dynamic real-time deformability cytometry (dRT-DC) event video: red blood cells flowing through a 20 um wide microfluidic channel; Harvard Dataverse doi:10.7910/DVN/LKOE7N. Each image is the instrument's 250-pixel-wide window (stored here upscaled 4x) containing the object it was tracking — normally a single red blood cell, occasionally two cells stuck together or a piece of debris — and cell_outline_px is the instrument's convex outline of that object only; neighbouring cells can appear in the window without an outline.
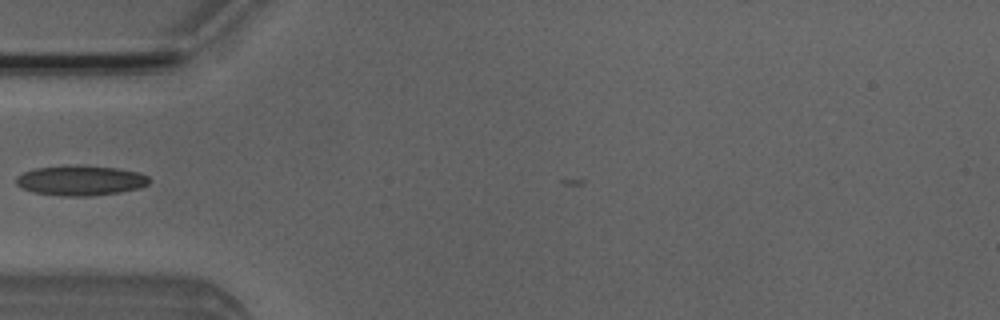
{"species": "Egyptian fruit bat (a non-hibernating species)", "species_latin": "Rousettus aegyptiacus", "temperature_condition": "room temperature", "stored_images_in_passage": 26, "camera_frame_rate_fps": 3000, "um_per_image_px": 0.085, "animal": {"sex": "male"}, "frame": {"image": 1, "passage_image": 1, "time_ms": 0.0, "image_size_px": [1000, 320], "cell_outline_px": [[152, 180], [148, 184], [140, 188], [120, 192], [92, 196], [60, 196], [32, 192], [16, 184], [16, 176], [24, 172], [36, 168], [68, 164], [80, 164], [116, 168], [140, 172], [148, 176]], "centroid_in_image_um": [6.87, 15.33], "position_along_channel_um": 78.1, "area_um2": 23.76}}
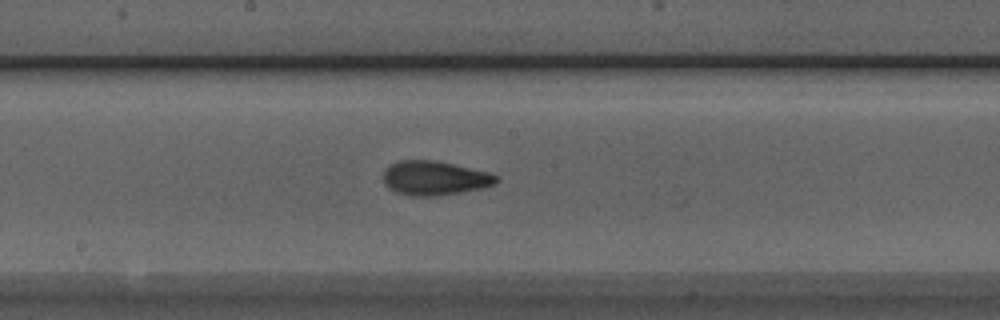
{"frame": {"image": 2, "passage_image": 11, "time_ms": 3.333, "image_size_px": [1000, 320], "cell_outline_px": [[500, 180], [496, 184], [480, 188], [460, 192], [436, 196], [408, 196], [396, 192], [388, 188], [384, 184], [384, 168], [400, 160], [436, 160], [488, 172], [500, 176]], "centroid_in_image_um": [36.94, 15.14], "position_along_channel_um": 211.3, "area_um2": 22.66}}
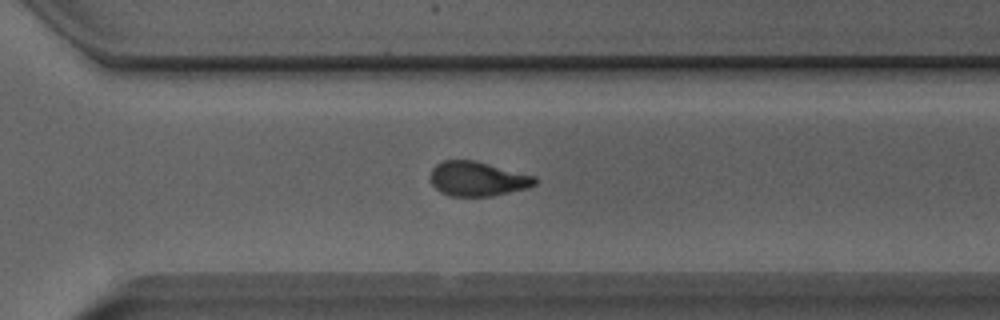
{"frame": {"image": 3, "passage_image": 20, "time_ms": 6.333, "image_size_px": [1000, 320], "cell_outline_px": [[540, 180], [536, 184], [528, 188], [492, 196], [448, 196], [440, 192], [432, 184], [428, 176], [432, 168], [436, 164], [444, 160], [476, 160], [536, 176]], "centroid_in_image_um": [40.6, 15.2], "position_along_channel_um": 330.0, "area_um2": 21.44}}